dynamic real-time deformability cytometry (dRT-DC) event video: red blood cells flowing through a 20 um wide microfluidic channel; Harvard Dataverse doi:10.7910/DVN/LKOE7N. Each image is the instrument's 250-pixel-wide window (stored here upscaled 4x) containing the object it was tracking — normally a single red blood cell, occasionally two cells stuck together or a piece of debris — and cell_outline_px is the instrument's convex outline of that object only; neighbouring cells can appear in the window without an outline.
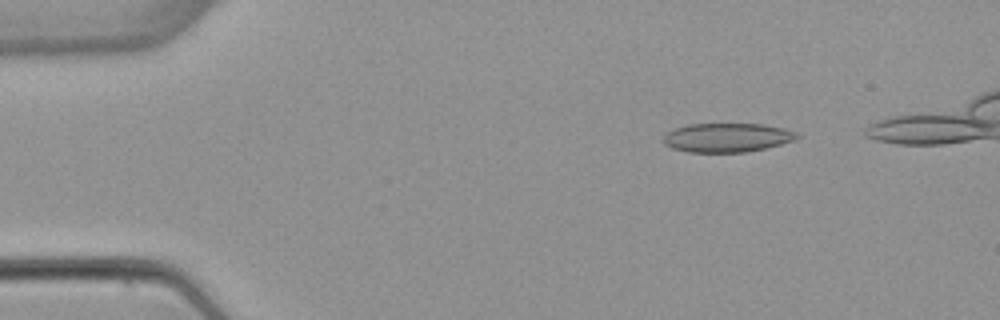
{"species": "common noctule bat (a hibernating species)", "species_latin": "Nyctalus noctula", "temperature_condition": "warm", "stored_images_in_passage": 4, "camera_frame_rate_fps": 3000, "um_per_image_px": 0.085, "animal": {"sex": "female", "body_mass_g": 22.7, "forearm_length_mm": 54.2}, "frame": {"image": 1, "passage_image": 1, "time_ms": 0.0, "image_size_px": [1000, 320], "cell_outline_px": [[804, 136], [796, 140], [764, 148], [744, 152], [688, 152], [672, 148], [664, 144], [664, 136], [668, 132], [676, 128], [688, 124], [764, 124], [784, 128], [796, 132]], "centroid_in_image_um": [61.85, 11.69], "position_along_channel_um": 23.2, "area_um2": 22.6}}